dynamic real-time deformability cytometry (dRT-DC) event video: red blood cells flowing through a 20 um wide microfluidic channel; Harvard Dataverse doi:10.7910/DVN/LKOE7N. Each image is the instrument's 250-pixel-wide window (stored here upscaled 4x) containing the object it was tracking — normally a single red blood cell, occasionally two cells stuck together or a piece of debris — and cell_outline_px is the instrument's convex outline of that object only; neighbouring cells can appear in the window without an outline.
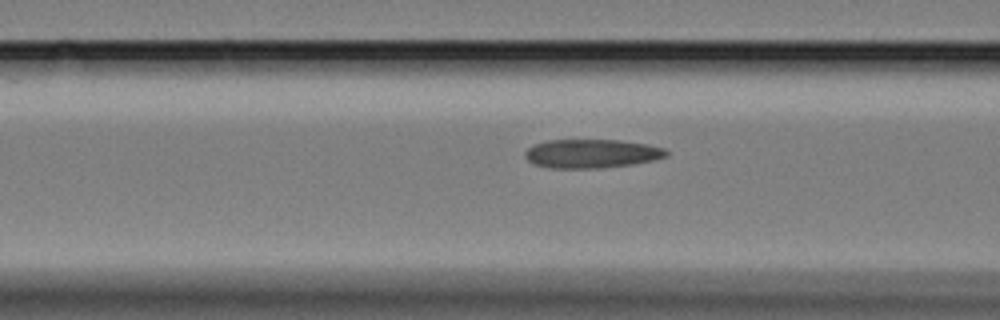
{"species": "Egyptian fruit bat (a non-hibernating species)", "species_latin": "Rousettus aegyptiacus", "temperature_condition": "cold", "stored_images_in_passage": 44, "camera_frame_rate_fps": 3000, "um_per_image_px": 0.085, "animal": {"sex": "female"}, "frame": {"image": 1, "passage_image": 18, "time_ms": 5.667, "image_size_px": [1000, 320], "cell_outline_px": [[668, 156], [652, 160], [632, 164], [600, 168], [548, 168], [532, 164], [524, 156], [524, 152], [532, 144], [548, 140], [620, 140], [648, 144], [664, 148], [668, 152]], "centroid_in_image_um": [50.25, 13.05], "position_along_channel_um": 116.4, "area_um2": 23.87}}
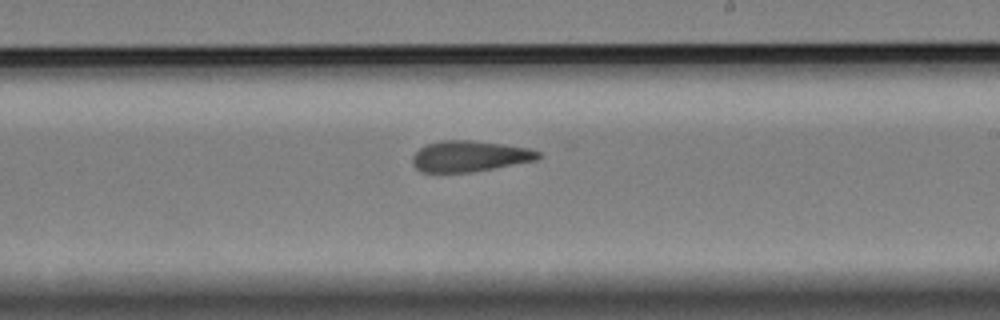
{"frame": {"image": 2, "passage_image": 30, "time_ms": 9.667, "image_size_px": [1000, 320], "cell_outline_px": [[540, 156], [536, 160], [472, 172], [420, 172], [412, 164], [412, 156], [420, 148], [428, 144], [440, 140], [472, 140], [504, 144], [528, 148], [540, 152]], "centroid_in_image_um": [39.89, 13.27], "position_along_channel_um": 249.1, "area_um2": 22.6}}
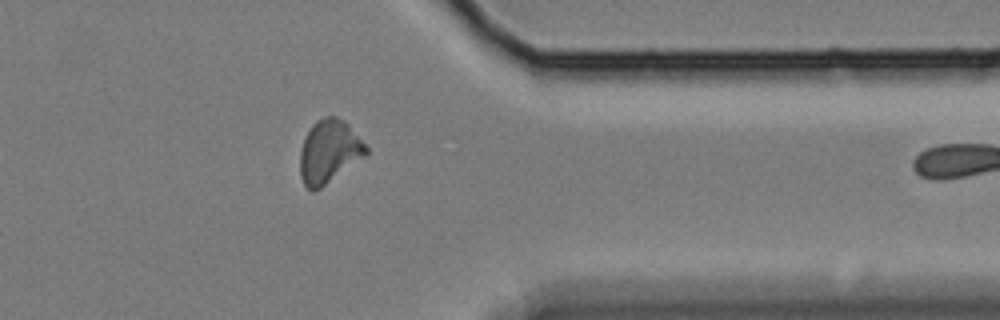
{"frame": {"image": 3, "passage_image": 43, "time_ms": 14.0, "image_size_px": [1000, 320], "cell_outline_px": [[368, 152], [364, 156], [320, 188], [312, 192], [304, 184], [300, 176], [300, 148], [304, 136], [312, 124], [316, 120], [324, 116], [336, 116], [344, 120], [348, 124], [368, 148]], "centroid_in_image_um": [27.93, 12.85], "position_along_channel_um": 383.5, "area_um2": 24.16}}